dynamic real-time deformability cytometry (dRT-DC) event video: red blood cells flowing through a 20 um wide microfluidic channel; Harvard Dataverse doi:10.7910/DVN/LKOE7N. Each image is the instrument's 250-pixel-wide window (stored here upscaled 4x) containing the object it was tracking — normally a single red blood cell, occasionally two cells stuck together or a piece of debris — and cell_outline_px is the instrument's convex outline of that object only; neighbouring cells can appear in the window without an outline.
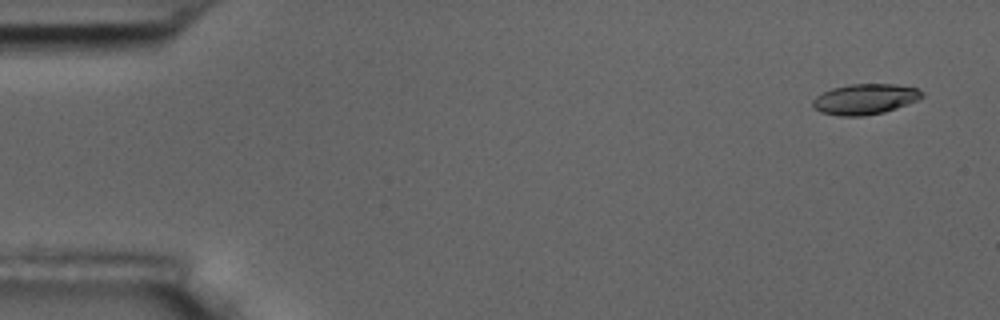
{"species": "common noctule bat (a hibernating species)", "species_latin": "Nyctalus noctula", "temperature_condition": "room temperature", "stored_images_in_passage": 6, "camera_frame_rate_fps": 3000, "um_per_image_px": 0.085, "animal": {"sex": "male", "body_mass_g": 17.5, "forearm_length_mm": 52.3}, "frame": {"image": 1, "passage_image": 1, "time_ms": 0.0, "image_size_px": [1000, 320], "cell_outline_px": [[924, 96], [916, 100], [896, 108], [884, 112], [864, 116], [840, 116], [820, 112], [812, 104], [812, 100], [816, 96], [832, 88], [848, 84], [892, 84], [916, 88], [924, 92]], "centroid_in_image_um": [73.51, 8.42], "position_along_channel_um": 11.5, "area_um2": 19.31}}
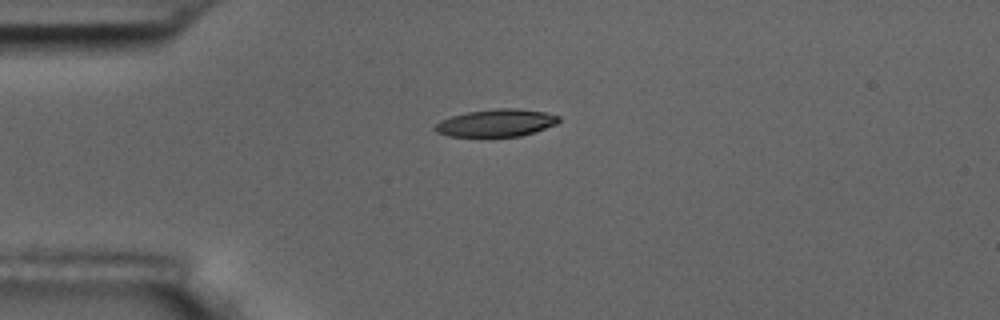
{"frame": {"image": 2, "passage_image": 4, "time_ms": 3.667, "image_size_px": [1000, 320], "cell_outline_px": [[560, 120], [556, 124], [520, 136], [448, 136], [436, 132], [432, 128], [440, 120], [452, 116], [468, 112], [496, 108], [516, 108], [544, 112], [560, 116]], "centroid_in_image_um": [42.15, 10.44], "position_along_channel_um": 42.8, "area_um2": 19.59}}